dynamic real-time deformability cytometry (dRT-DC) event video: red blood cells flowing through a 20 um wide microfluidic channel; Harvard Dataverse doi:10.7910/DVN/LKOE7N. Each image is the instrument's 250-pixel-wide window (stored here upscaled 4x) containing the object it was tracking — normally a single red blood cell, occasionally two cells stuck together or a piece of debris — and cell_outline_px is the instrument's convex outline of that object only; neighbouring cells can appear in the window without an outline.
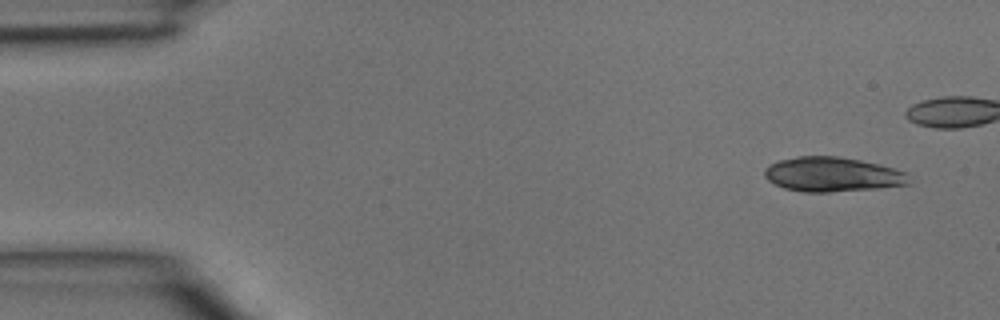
{"species": "common noctule bat (a hibernating species)", "species_latin": "Nyctalus noctula", "temperature_condition": "room temperature", "stored_images_in_passage": 4, "camera_frame_rate_fps": 3000, "um_per_image_px": 0.085, "animal": {"sex": "male", "body_mass_g": 15.6}, "frame": {"image": 1, "passage_image": 1, "time_ms": 0.0, "image_size_px": [1000, 320], "cell_outline_px": [[908, 184], [880, 188], [828, 192], [804, 192], [784, 188], [768, 180], [764, 176], [764, 168], [768, 164], [780, 160], [796, 156], [836, 156], [860, 160], [908, 172]], "centroid_in_image_um": [70.71, 14.82], "position_along_channel_um": 14.3, "area_um2": 29.02}}